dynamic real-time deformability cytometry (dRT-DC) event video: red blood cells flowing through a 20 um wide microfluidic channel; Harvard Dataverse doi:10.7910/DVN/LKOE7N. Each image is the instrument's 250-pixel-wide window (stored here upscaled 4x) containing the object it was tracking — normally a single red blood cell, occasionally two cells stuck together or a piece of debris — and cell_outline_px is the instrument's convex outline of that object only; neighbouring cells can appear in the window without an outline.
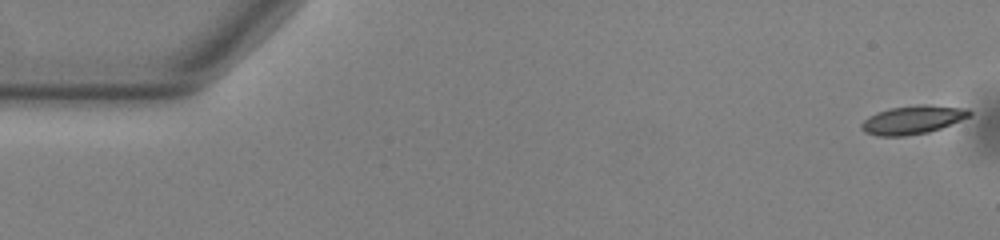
{"species": "common noctule bat (a hibernating species)", "species_latin": "Nyctalus noctula", "temperature_condition": "warm", "stored_images_in_passage": 54, "camera_frame_rate_fps": 3000, "um_per_image_px": 0.085, "animal": {"sex": "male", "body_mass_g": 13.0, "forearm_length_mm": 53.1}, "frame": {"image": 1, "passage_image": 1, "time_ms": 0.0, "image_size_px": [1000, 240], "cell_outline_px": [[972, 112], [968, 116], [960, 120], [940, 128], [928, 132], [904, 136], [880, 136], [864, 132], [860, 128], [860, 124], [864, 120], [876, 112], [892, 108], [920, 104], [928, 104], [968, 108]], "centroid_in_image_um": [77.56, 10.17], "position_along_channel_um": 7.4, "area_um2": 17.8}}
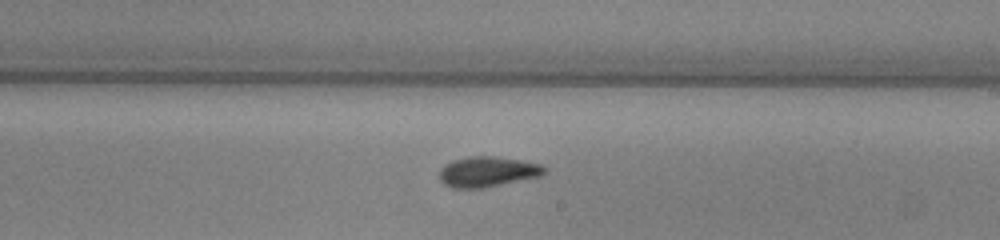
{"frame": {"image": 2, "passage_image": 31, "time_ms": 10.0, "image_size_px": [1000, 240], "cell_outline_px": [[548, 172], [540, 176], [484, 188], [452, 188], [444, 184], [440, 180], [440, 168], [444, 164], [452, 160], [468, 156], [496, 156], [520, 160], [540, 164], [548, 168]], "centroid_in_image_um": [41.45, 14.59], "position_along_channel_um": 247.6, "area_um2": 18.79}}
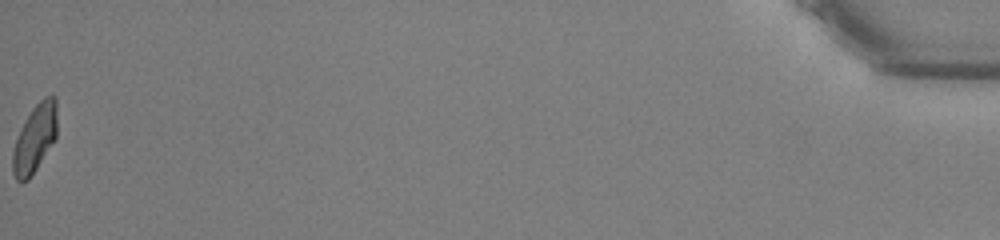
{"frame": {"image": 3, "passage_image": 54, "time_ms": 17.667, "image_size_px": [1000, 240], "cell_outline_px": [[56, 136], [36, 168], [28, 180], [20, 184], [16, 180], [12, 172], [12, 152], [20, 128], [24, 120], [32, 108], [44, 96], [56, 96]], "centroid_in_image_um": [2.92, 11.77], "position_along_channel_um": 432.3, "area_um2": 17.46}, "authors_computed_cell_mechanics": {"area_um2": 17.8602, "velocity_mm_per_s": 3.8171, "shape_relaxation_time_tau1_ms": 3.9205, "shape_relaxation_time_tau2_ms": 3.7452, "deformation_change_tau1": 0.1428, "deformation_change_tau2": 0.0655}}